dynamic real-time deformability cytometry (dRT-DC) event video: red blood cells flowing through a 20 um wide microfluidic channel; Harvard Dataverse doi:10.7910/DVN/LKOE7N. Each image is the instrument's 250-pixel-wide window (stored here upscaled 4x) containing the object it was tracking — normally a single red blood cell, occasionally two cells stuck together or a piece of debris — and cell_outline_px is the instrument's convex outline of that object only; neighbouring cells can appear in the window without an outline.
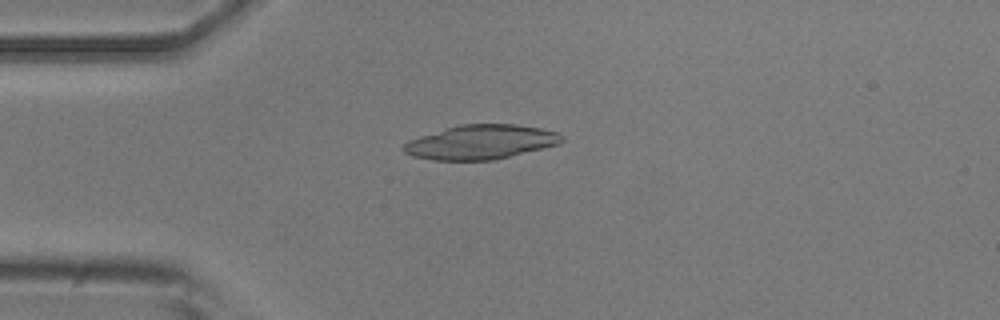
{"species": "common noctule bat (a hibernating species)", "species_latin": "Nyctalus noctula", "temperature_condition": "room temperature", "stored_images_in_passage": 51, "camera_frame_rate_fps": 3000, "um_per_image_px": 0.085, "animal": {"sex": "male", "body_mass_g": 20.5, "forearm_length_mm": 52.5}, "frame": {"image": 1, "passage_image": 13, "time_ms": 4.0, "image_size_px": [1000, 320], "cell_outline_px": [[564, 140], [560, 144], [492, 160], [432, 160], [412, 156], [404, 152], [400, 148], [408, 140], [420, 136], [460, 124], [516, 124], [540, 128], [556, 132], [564, 136]], "centroid_in_image_um": [40.85, 12.08], "position_along_channel_um": 44.1, "area_um2": 31.56}}
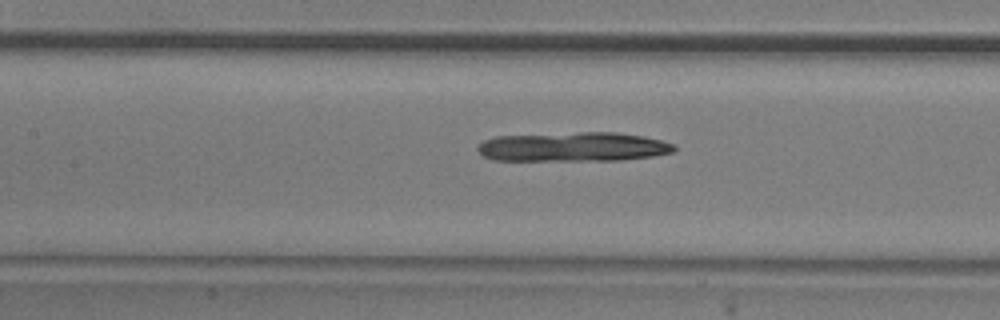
{"frame": {"image": 2, "passage_image": 23, "time_ms": 7.333, "image_size_px": [1000, 320], "cell_outline_px": [[676, 148], [672, 152], [652, 156], [620, 160], [492, 160], [484, 156], [476, 148], [484, 140], [496, 136], [580, 132], [616, 132], [644, 136], [676, 144]], "centroid_in_image_um": [48.74, 12.47], "position_along_channel_um": 158.7, "area_um2": 33.58}}
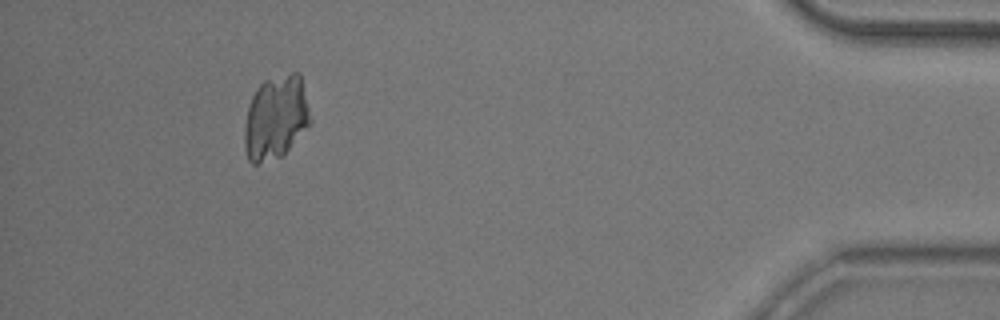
{"frame": {"image": 3, "passage_image": 47, "time_ms": 15.333, "image_size_px": [1000, 320], "cell_outline_px": [[312, 120], [288, 148], [280, 156], [256, 164], [252, 164], [248, 160], [244, 148], [244, 128], [248, 108], [252, 96], [256, 88], [264, 80], [292, 72], [300, 72]], "centroid_in_image_um": [23.42, 9.96], "position_along_channel_um": 411.8, "area_um2": 31.91}}